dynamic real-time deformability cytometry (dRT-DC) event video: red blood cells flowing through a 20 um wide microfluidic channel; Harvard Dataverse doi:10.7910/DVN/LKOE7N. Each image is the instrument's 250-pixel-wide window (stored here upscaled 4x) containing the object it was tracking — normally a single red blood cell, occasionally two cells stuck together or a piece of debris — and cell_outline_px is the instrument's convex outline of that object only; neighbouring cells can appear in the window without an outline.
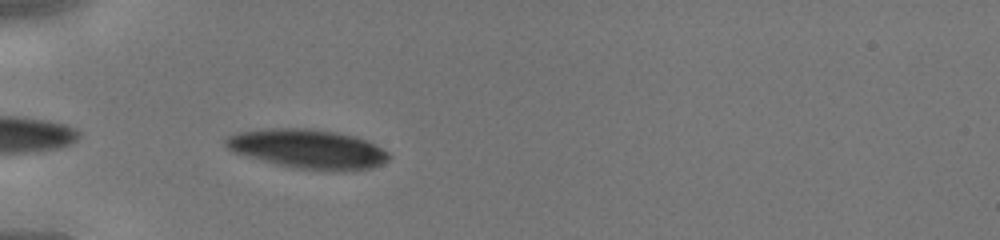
{"species": "human", "species_latin": "Homo sapiens", "temperature_condition": "cold", "stored_images_in_passage": 30, "camera_frame_rate_fps": 3000, "um_per_image_px": 0.085, "donor": {"sex": "male"}, "frame": {"image": 1, "passage_image": 2, "time_ms": 0.333, "image_size_px": [1000, 240], "cell_outline_px": [[392, 156], [388, 160], [372, 168], [352, 172], [296, 168], [248, 156], [236, 152], [228, 148], [224, 144], [224, 140], [228, 136], [236, 132], [268, 128], [308, 128], [336, 132], [356, 136], [388, 152]], "centroid_in_image_um": [26.2, 12.66], "position_along_channel_um": 58.8, "area_um2": 37.11}}
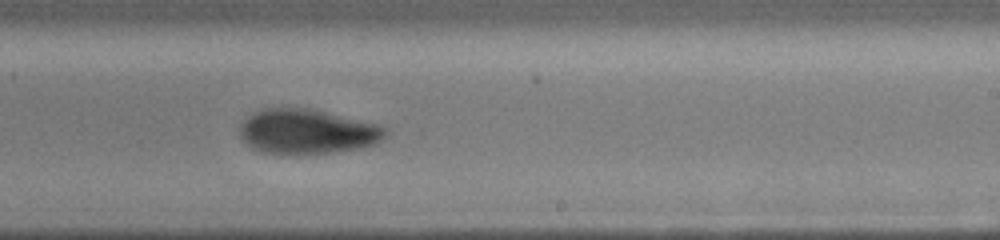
{"frame": {"image": 2, "passage_image": 16, "time_ms": 5.0, "image_size_px": [1000, 240], "cell_outline_px": [[388, 136], [376, 144], [356, 148], [332, 152], [292, 156], [280, 156], [260, 152], [252, 148], [240, 136], [240, 124], [248, 116], [264, 108], [308, 108], [380, 124], [388, 128]], "centroid_in_image_um": [26.12, 11.21], "position_along_channel_um": 262.9, "area_um2": 38.67}}
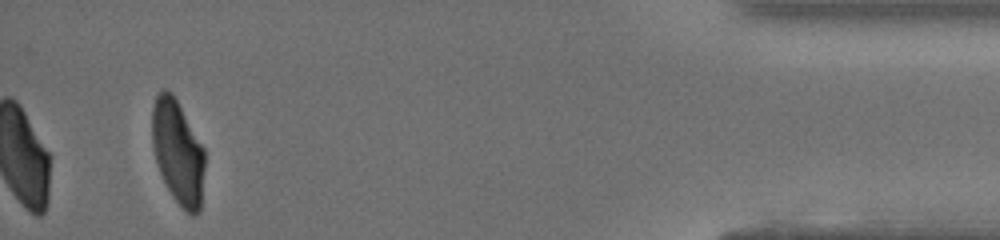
{"frame": {"image": 3, "passage_image": 30, "time_ms": 9.667, "image_size_px": [1000, 240], "cell_outline_px": [[204, 168], [200, 208], [192, 216], [172, 196], [160, 172], [156, 160], [152, 144], [152, 108], [156, 96], [164, 88], [168, 88], [172, 92], [204, 148]], "centroid_in_image_um": [15.1, 12.88], "position_along_channel_um": 420.1, "area_um2": 31.44}}